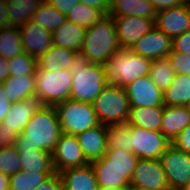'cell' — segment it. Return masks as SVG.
<instances>
[{
    "label": "cell",
    "mask_w": 190,
    "mask_h": 190,
    "mask_svg": "<svg viewBox=\"0 0 190 190\" xmlns=\"http://www.w3.org/2000/svg\"><path fill=\"white\" fill-rule=\"evenodd\" d=\"M61 126L54 106H44L36 112L19 134L15 146L19 151L26 149L55 150L61 135Z\"/></svg>",
    "instance_id": "6da1fadb"
},
{
    "label": "cell",
    "mask_w": 190,
    "mask_h": 190,
    "mask_svg": "<svg viewBox=\"0 0 190 190\" xmlns=\"http://www.w3.org/2000/svg\"><path fill=\"white\" fill-rule=\"evenodd\" d=\"M68 71L73 76L71 100L92 104L108 85L105 65L90 63L81 53L75 55Z\"/></svg>",
    "instance_id": "7a4b0ae2"
},
{
    "label": "cell",
    "mask_w": 190,
    "mask_h": 190,
    "mask_svg": "<svg viewBox=\"0 0 190 190\" xmlns=\"http://www.w3.org/2000/svg\"><path fill=\"white\" fill-rule=\"evenodd\" d=\"M120 49L112 16L106 15L86 29L80 53L90 62L105 65Z\"/></svg>",
    "instance_id": "3957f363"
},
{
    "label": "cell",
    "mask_w": 190,
    "mask_h": 190,
    "mask_svg": "<svg viewBox=\"0 0 190 190\" xmlns=\"http://www.w3.org/2000/svg\"><path fill=\"white\" fill-rule=\"evenodd\" d=\"M151 64L152 60L133 53L131 49L120 48L105 64L107 82L124 88L149 75Z\"/></svg>",
    "instance_id": "277c9868"
},
{
    "label": "cell",
    "mask_w": 190,
    "mask_h": 190,
    "mask_svg": "<svg viewBox=\"0 0 190 190\" xmlns=\"http://www.w3.org/2000/svg\"><path fill=\"white\" fill-rule=\"evenodd\" d=\"M100 124L110 126L126 123L130 104L125 88L108 84L92 103Z\"/></svg>",
    "instance_id": "5b68a950"
},
{
    "label": "cell",
    "mask_w": 190,
    "mask_h": 190,
    "mask_svg": "<svg viewBox=\"0 0 190 190\" xmlns=\"http://www.w3.org/2000/svg\"><path fill=\"white\" fill-rule=\"evenodd\" d=\"M35 77L36 95L44 106H55L70 99L73 76L67 69L45 71L37 67Z\"/></svg>",
    "instance_id": "8992f818"
},
{
    "label": "cell",
    "mask_w": 190,
    "mask_h": 190,
    "mask_svg": "<svg viewBox=\"0 0 190 190\" xmlns=\"http://www.w3.org/2000/svg\"><path fill=\"white\" fill-rule=\"evenodd\" d=\"M54 107L63 133L77 136L100 124L91 103L68 99Z\"/></svg>",
    "instance_id": "52a82bcc"
},
{
    "label": "cell",
    "mask_w": 190,
    "mask_h": 190,
    "mask_svg": "<svg viewBox=\"0 0 190 190\" xmlns=\"http://www.w3.org/2000/svg\"><path fill=\"white\" fill-rule=\"evenodd\" d=\"M131 152L142 159H160L172 144L160 131L131 126Z\"/></svg>",
    "instance_id": "ba28073f"
},
{
    "label": "cell",
    "mask_w": 190,
    "mask_h": 190,
    "mask_svg": "<svg viewBox=\"0 0 190 190\" xmlns=\"http://www.w3.org/2000/svg\"><path fill=\"white\" fill-rule=\"evenodd\" d=\"M160 160L169 187L186 189L190 182V155L171 144Z\"/></svg>",
    "instance_id": "9c48e42d"
},
{
    "label": "cell",
    "mask_w": 190,
    "mask_h": 190,
    "mask_svg": "<svg viewBox=\"0 0 190 190\" xmlns=\"http://www.w3.org/2000/svg\"><path fill=\"white\" fill-rule=\"evenodd\" d=\"M53 167L56 173L84 166L90 162L86 159L76 135L61 133L52 153Z\"/></svg>",
    "instance_id": "30bf717a"
},
{
    "label": "cell",
    "mask_w": 190,
    "mask_h": 190,
    "mask_svg": "<svg viewBox=\"0 0 190 190\" xmlns=\"http://www.w3.org/2000/svg\"><path fill=\"white\" fill-rule=\"evenodd\" d=\"M130 187L164 190L169 187L160 159L139 158L130 179Z\"/></svg>",
    "instance_id": "8fae6325"
},
{
    "label": "cell",
    "mask_w": 190,
    "mask_h": 190,
    "mask_svg": "<svg viewBox=\"0 0 190 190\" xmlns=\"http://www.w3.org/2000/svg\"><path fill=\"white\" fill-rule=\"evenodd\" d=\"M120 48L131 49L134 44L154 27L155 19L138 16H112Z\"/></svg>",
    "instance_id": "7c38bea8"
},
{
    "label": "cell",
    "mask_w": 190,
    "mask_h": 190,
    "mask_svg": "<svg viewBox=\"0 0 190 190\" xmlns=\"http://www.w3.org/2000/svg\"><path fill=\"white\" fill-rule=\"evenodd\" d=\"M124 88L130 107L164 106L163 92L153 83L149 75L136 79Z\"/></svg>",
    "instance_id": "4fadbf2b"
},
{
    "label": "cell",
    "mask_w": 190,
    "mask_h": 190,
    "mask_svg": "<svg viewBox=\"0 0 190 190\" xmlns=\"http://www.w3.org/2000/svg\"><path fill=\"white\" fill-rule=\"evenodd\" d=\"M171 50L172 39L155 26L131 48L133 53L150 60L167 57Z\"/></svg>",
    "instance_id": "5bb4252c"
},
{
    "label": "cell",
    "mask_w": 190,
    "mask_h": 190,
    "mask_svg": "<svg viewBox=\"0 0 190 190\" xmlns=\"http://www.w3.org/2000/svg\"><path fill=\"white\" fill-rule=\"evenodd\" d=\"M20 33L24 51L35 59L53 46L52 32L32 19L20 27Z\"/></svg>",
    "instance_id": "9a60e30c"
},
{
    "label": "cell",
    "mask_w": 190,
    "mask_h": 190,
    "mask_svg": "<svg viewBox=\"0 0 190 190\" xmlns=\"http://www.w3.org/2000/svg\"><path fill=\"white\" fill-rule=\"evenodd\" d=\"M154 26L173 39L190 29V13L185 4L159 11Z\"/></svg>",
    "instance_id": "2e32d148"
},
{
    "label": "cell",
    "mask_w": 190,
    "mask_h": 190,
    "mask_svg": "<svg viewBox=\"0 0 190 190\" xmlns=\"http://www.w3.org/2000/svg\"><path fill=\"white\" fill-rule=\"evenodd\" d=\"M43 107L44 105L37 95L27 97L20 102L11 104L9 113L2 123L12 132L21 134L32 116Z\"/></svg>",
    "instance_id": "e0dca14e"
},
{
    "label": "cell",
    "mask_w": 190,
    "mask_h": 190,
    "mask_svg": "<svg viewBox=\"0 0 190 190\" xmlns=\"http://www.w3.org/2000/svg\"><path fill=\"white\" fill-rule=\"evenodd\" d=\"M90 163L99 187L115 190H127L130 187V180L124 175L121 168L110 164V160L105 156Z\"/></svg>",
    "instance_id": "ac0fdd59"
},
{
    "label": "cell",
    "mask_w": 190,
    "mask_h": 190,
    "mask_svg": "<svg viewBox=\"0 0 190 190\" xmlns=\"http://www.w3.org/2000/svg\"><path fill=\"white\" fill-rule=\"evenodd\" d=\"M107 128L108 126L98 124L77 135L79 145L89 162L105 156L107 150Z\"/></svg>",
    "instance_id": "d6986e66"
},
{
    "label": "cell",
    "mask_w": 190,
    "mask_h": 190,
    "mask_svg": "<svg viewBox=\"0 0 190 190\" xmlns=\"http://www.w3.org/2000/svg\"><path fill=\"white\" fill-rule=\"evenodd\" d=\"M190 124V106L164 105L160 132L172 143Z\"/></svg>",
    "instance_id": "ffe728a7"
},
{
    "label": "cell",
    "mask_w": 190,
    "mask_h": 190,
    "mask_svg": "<svg viewBox=\"0 0 190 190\" xmlns=\"http://www.w3.org/2000/svg\"><path fill=\"white\" fill-rule=\"evenodd\" d=\"M63 190H98V182L91 163L59 173Z\"/></svg>",
    "instance_id": "44dd1931"
},
{
    "label": "cell",
    "mask_w": 190,
    "mask_h": 190,
    "mask_svg": "<svg viewBox=\"0 0 190 190\" xmlns=\"http://www.w3.org/2000/svg\"><path fill=\"white\" fill-rule=\"evenodd\" d=\"M85 33L86 29L82 26L66 20L58 29L52 32L53 45L80 53Z\"/></svg>",
    "instance_id": "7402d4cb"
},
{
    "label": "cell",
    "mask_w": 190,
    "mask_h": 190,
    "mask_svg": "<svg viewBox=\"0 0 190 190\" xmlns=\"http://www.w3.org/2000/svg\"><path fill=\"white\" fill-rule=\"evenodd\" d=\"M156 13L149 0H111L108 15L138 16L146 19H155Z\"/></svg>",
    "instance_id": "603a6c76"
},
{
    "label": "cell",
    "mask_w": 190,
    "mask_h": 190,
    "mask_svg": "<svg viewBox=\"0 0 190 190\" xmlns=\"http://www.w3.org/2000/svg\"><path fill=\"white\" fill-rule=\"evenodd\" d=\"M164 106L130 107L127 123L146 130L160 131Z\"/></svg>",
    "instance_id": "cb8c5ba5"
},
{
    "label": "cell",
    "mask_w": 190,
    "mask_h": 190,
    "mask_svg": "<svg viewBox=\"0 0 190 190\" xmlns=\"http://www.w3.org/2000/svg\"><path fill=\"white\" fill-rule=\"evenodd\" d=\"M2 84L10 103L20 102L27 97L36 95L35 75L9 76Z\"/></svg>",
    "instance_id": "d4e9b609"
},
{
    "label": "cell",
    "mask_w": 190,
    "mask_h": 190,
    "mask_svg": "<svg viewBox=\"0 0 190 190\" xmlns=\"http://www.w3.org/2000/svg\"><path fill=\"white\" fill-rule=\"evenodd\" d=\"M19 153L21 170L35 173H56L50 152L42 149H26Z\"/></svg>",
    "instance_id": "484cf974"
},
{
    "label": "cell",
    "mask_w": 190,
    "mask_h": 190,
    "mask_svg": "<svg viewBox=\"0 0 190 190\" xmlns=\"http://www.w3.org/2000/svg\"><path fill=\"white\" fill-rule=\"evenodd\" d=\"M77 52L53 45L37 59L40 70L57 71L67 69Z\"/></svg>",
    "instance_id": "4316f807"
},
{
    "label": "cell",
    "mask_w": 190,
    "mask_h": 190,
    "mask_svg": "<svg viewBox=\"0 0 190 190\" xmlns=\"http://www.w3.org/2000/svg\"><path fill=\"white\" fill-rule=\"evenodd\" d=\"M163 102L167 106H190V75L175 74L163 92Z\"/></svg>",
    "instance_id": "83f0119b"
},
{
    "label": "cell",
    "mask_w": 190,
    "mask_h": 190,
    "mask_svg": "<svg viewBox=\"0 0 190 190\" xmlns=\"http://www.w3.org/2000/svg\"><path fill=\"white\" fill-rule=\"evenodd\" d=\"M45 0H7L9 26L21 27L33 18Z\"/></svg>",
    "instance_id": "f1b7e54d"
},
{
    "label": "cell",
    "mask_w": 190,
    "mask_h": 190,
    "mask_svg": "<svg viewBox=\"0 0 190 190\" xmlns=\"http://www.w3.org/2000/svg\"><path fill=\"white\" fill-rule=\"evenodd\" d=\"M24 52L20 27L7 26L0 29V56L10 59Z\"/></svg>",
    "instance_id": "f546056e"
},
{
    "label": "cell",
    "mask_w": 190,
    "mask_h": 190,
    "mask_svg": "<svg viewBox=\"0 0 190 190\" xmlns=\"http://www.w3.org/2000/svg\"><path fill=\"white\" fill-rule=\"evenodd\" d=\"M32 20L37 22L41 27L53 32L67 20V17L47 1H44L34 13Z\"/></svg>",
    "instance_id": "4dcf8cb0"
},
{
    "label": "cell",
    "mask_w": 190,
    "mask_h": 190,
    "mask_svg": "<svg viewBox=\"0 0 190 190\" xmlns=\"http://www.w3.org/2000/svg\"><path fill=\"white\" fill-rule=\"evenodd\" d=\"M131 125L126 123L113 124L107 128V148L131 152Z\"/></svg>",
    "instance_id": "1f68e13d"
},
{
    "label": "cell",
    "mask_w": 190,
    "mask_h": 190,
    "mask_svg": "<svg viewBox=\"0 0 190 190\" xmlns=\"http://www.w3.org/2000/svg\"><path fill=\"white\" fill-rule=\"evenodd\" d=\"M149 76L153 83L164 92L171 85L175 76L171 69L169 57L152 60Z\"/></svg>",
    "instance_id": "d6a6232c"
},
{
    "label": "cell",
    "mask_w": 190,
    "mask_h": 190,
    "mask_svg": "<svg viewBox=\"0 0 190 190\" xmlns=\"http://www.w3.org/2000/svg\"><path fill=\"white\" fill-rule=\"evenodd\" d=\"M53 174L20 170L9 176V190H34Z\"/></svg>",
    "instance_id": "836d02e7"
},
{
    "label": "cell",
    "mask_w": 190,
    "mask_h": 190,
    "mask_svg": "<svg viewBox=\"0 0 190 190\" xmlns=\"http://www.w3.org/2000/svg\"><path fill=\"white\" fill-rule=\"evenodd\" d=\"M105 16L101 10L79 2L66 17L67 20L82 26L84 29H88Z\"/></svg>",
    "instance_id": "e575fe53"
},
{
    "label": "cell",
    "mask_w": 190,
    "mask_h": 190,
    "mask_svg": "<svg viewBox=\"0 0 190 190\" xmlns=\"http://www.w3.org/2000/svg\"><path fill=\"white\" fill-rule=\"evenodd\" d=\"M105 157L110 160V164L118 166L124 172V175L130 180L133 171L136 168L139 158L132 152H126L120 149L107 148Z\"/></svg>",
    "instance_id": "d590c367"
},
{
    "label": "cell",
    "mask_w": 190,
    "mask_h": 190,
    "mask_svg": "<svg viewBox=\"0 0 190 190\" xmlns=\"http://www.w3.org/2000/svg\"><path fill=\"white\" fill-rule=\"evenodd\" d=\"M7 65L9 68V76L13 77L35 75L38 67L37 59L31 57L26 52H24L22 55L7 59Z\"/></svg>",
    "instance_id": "8d00e7d4"
},
{
    "label": "cell",
    "mask_w": 190,
    "mask_h": 190,
    "mask_svg": "<svg viewBox=\"0 0 190 190\" xmlns=\"http://www.w3.org/2000/svg\"><path fill=\"white\" fill-rule=\"evenodd\" d=\"M21 170L20 153L14 146L0 148V172L13 175Z\"/></svg>",
    "instance_id": "74e56055"
},
{
    "label": "cell",
    "mask_w": 190,
    "mask_h": 190,
    "mask_svg": "<svg viewBox=\"0 0 190 190\" xmlns=\"http://www.w3.org/2000/svg\"><path fill=\"white\" fill-rule=\"evenodd\" d=\"M168 57L175 74L190 75V54L185 55L172 49Z\"/></svg>",
    "instance_id": "f35d334b"
},
{
    "label": "cell",
    "mask_w": 190,
    "mask_h": 190,
    "mask_svg": "<svg viewBox=\"0 0 190 190\" xmlns=\"http://www.w3.org/2000/svg\"><path fill=\"white\" fill-rule=\"evenodd\" d=\"M172 49L185 55L190 54V29L172 39Z\"/></svg>",
    "instance_id": "ab89813d"
},
{
    "label": "cell",
    "mask_w": 190,
    "mask_h": 190,
    "mask_svg": "<svg viewBox=\"0 0 190 190\" xmlns=\"http://www.w3.org/2000/svg\"><path fill=\"white\" fill-rule=\"evenodd\" d=\"M172 144L190 155V124L178 134Z\"/></svg>",
    "instance_id": "60d3db41"
},
{
    "label": "cell",
    "mask_w": 190,
    "mask_h": 190,
    "mask_svg": "<svg viewBox=\"0 0 190 190\" xmlns=\"http://www.w3.org/2000/svg\"><path fill=\"white\" fill-rule=\"evenodd\" d=\"M18 135L17 132H12L3 123H0V148L14 146Z\"/></svg>",
    "instance_id": "b9f144b4"
},
{
    "label": "cell",
    "mask_w": 190,
    "mask_h": 190,
    "mask_svg": "<svg viewBox=\"0 0 190 190\" xmlns=\"http://www.w3.org/2000/svg\"><path fill=\"white\" fill-rule=\"evenodd\" d=\"M34 190H63V182L60 175L54 173Z\"/></svg>",
    "instance_id": "7bdbcfd3"
},
{
    "label": "cell",
    "mask_w": 190,
    "mask_h": 190,
    "mask_svg": "<svg viewBox=\"0 0 190 190\" xmlns=\"http://www.w3.org/2000/svg\"><path fill=\"white\" fill-rule=\"evenodd\" d=\"M54 8H56L60 13L68 15L71 9H73L79 0H45Z\"/></svg>",
    "instance_id": "ee69618b"
},
{
    "label": "cell",
    "mask_w": 190,
    "mask_h": 190,
    "mask_svg": "<svg viewBox=\"0 0 190 190\" xmlns=\"http://www.w3.org/2000/svg\"><path fill=\"white\" fill-rule=\"evenodd\" d=\"M156 12L179 7L184 4L183 0H149Z\"/></svg>",
    "instance_id": "f6af8a7d"
},
{
    "label": "cell",
    "mask_w": 190,
    "mask_h": 190,
    "mask_svg": "<svg viewBox=\"0 0 190 190\" xmlns=\"http://www.w3.org/2000/svg\"><path fill=\"white\" fill-rule=\"evenodd\" d=\"M10 100L7 98V94L4 92V86L0 83V123L3 122L6 115L9 113L11 107Z\"/></svg>",
    "instance_id": "bcb514c9"
},
{
    "label": "cell",
    "mask_w": 190,
    "mask_h": 190,
    "mask_svg": "<svg viewBox=\"0 0 190 190\" xmlns=\"http://www.w3.org/2000/svg\"><path fill=\"white\" fill-rule=\"evenodd\" d=\"M79 2L97 8L105 15H108L111 6V0H79Z\"/></svg>",
    "instance_id": "7dc6e473"
},
{
    "label": "cell",
    "mask_w": 190,
    "mask_h": 190,
    "mask_svg": "<svg viewBox=\"0 0 190 190\" xmlns=\"http://www.w3.org/2000/svg\"><path fill=\"white\" fill-rule=\"evenodd\" d=\"M9 26L7 0H0V29Z\"/></svg>",
    "instance_id": "c3c4849f"
},
{
    "label": "cell",
    "mask_w": 190,
    "mask_h": 190,
    "mask_svg": "<svg viewBox=\"0 0 190 190\" xmlns=\"http://www.w3.org/2000/svg\"><path fill=\"white\" fill-rule=\"evenodd\" d=\"M9 77L7 59L0 56V83L2 84Z\"/></svg>",
    "instance_id": "681fc988"
},
{
    "label": "cell",
    "mask_w": 190,
    "mask_h": 190,
    "mask_svg": "<svg viewBox=\"0 0 190 190\" xmlns=\"http://www.w3.org/2000/svg\"><path fill=\"white\" fill-rule=\"evenodd\" d=\"M9 176L0 172V190H9Z\"/></svg>",
    "instance_id": "f907efd6"
},
{
    "label": "cell",
    "mask_w": 190,
    "mask_h": 190,
    "mask_svg": "<svg viewBox=\"0 0 190 190\" xmlns=\"http://www.w3.org/2000/svg\"><path fill=\"white\" fill-rule=\"evenodd\" d=\"M164 190H185V189H182V188H174V187H167V188H165Z\"/></svg>",
    "instance_id": "816d5d0a"
},
{
    "label": "cell",
    "mask_w": 190,
    "mask_h": 190,
    "mask_svg": "<svg viewBox=\"0 0 190 190\" xmlns=\"http://www.w3.org/2000/svg\"><path fill=\"white\" fill-rule=\"evenodd\" d=\"M184 4L186 5L188 12L190 13V0L188 2H184Z\"/></svg>",
    "instance_id": "f5cc1de1"
},
{
    "label": "cell",
    "mask_w": 190,
    "mask_h": 190,
    "mask_svg": "<svg viewBox=\"0 0 190 190\" xmlns=\"http://www.w3.org/2000/svg\"><path fill=\"white\" fill-rule=\"evenodd\" d=\"M127 190H146V189L136 188V187H129Z\"/></svg>",
    "instance_id": "db71d44e"
},
{
    "label": "cell",
    "mask_w": 190,
    "mask_h": 190,
    "mask_svg": "<svg viewBox=\"0 0 190 190\" xmlns=\"http://www.w3.org/2000/svg\"><path fill=\"white\" fill-rule=\"evenodd\" d=\"M98 190H115V189H112V188H104V187H99Z\"/></svg>",
    "instance_id": "11a10c76"
},
{
    "label": "cell",
    "mask_w": 190,
    "mask_h": 190,
    "mask_svg": "<svg viewBox=\"0 0 190 190\" xmlns=\"http://www.w3.org/2000/svg\"><path fill=\"white\" fill-rule=\"evenodd\" d=\"M185 190H190V182Z\"/></svg>",
    "instance_id": "9f6ffc18"
}]
</instances>
